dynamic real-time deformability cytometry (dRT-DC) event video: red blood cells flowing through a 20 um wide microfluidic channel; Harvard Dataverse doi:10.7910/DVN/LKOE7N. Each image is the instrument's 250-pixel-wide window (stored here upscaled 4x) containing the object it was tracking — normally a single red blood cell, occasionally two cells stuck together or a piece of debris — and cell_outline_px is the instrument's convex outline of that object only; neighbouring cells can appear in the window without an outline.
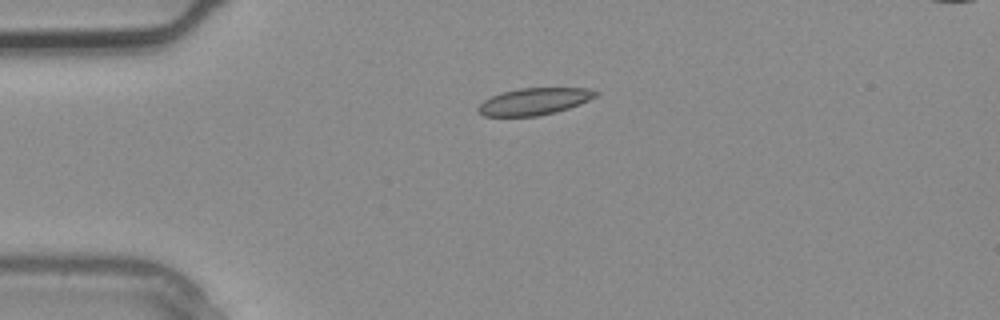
{"species": "common noctule bat (a hibernating species)", "species_latin": "Nyctalus noctula", "temperature_condition": "warm", "stored_images_in_passage": 3, "camera_frame_rate_fps": 3000, "um_per_image_px": 0.085, "animal": {"sex": "male", "body_mass_g": 20.4}, "frame": {"image": 1, "passage_image": 2, "time_ms": 0.333, "image_size_px": [1000, 320], "cell_outline_px": [[600, 92], [596, 96], [580, 104], [556, 112], [536, 116], [484, 116], [476, 108], [484, 100], [500, 92], [520, 88], [588, 88]], "centroid_in_image_um": [45.41, 8.61], "position_along_channel_um": 39.6, "area_um2": 18.38}}
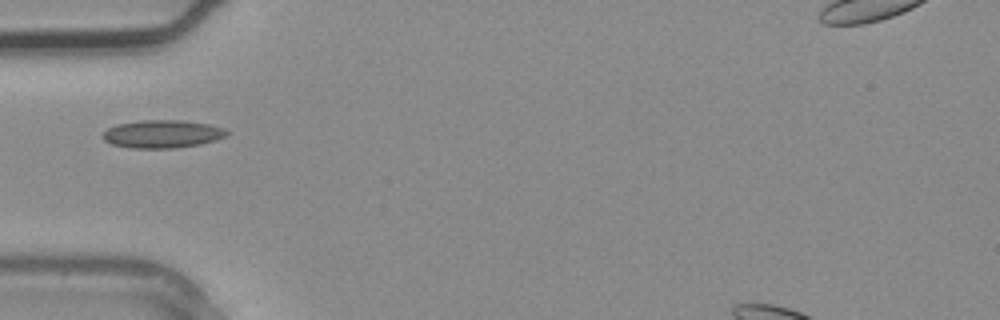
{"frame": {"image": 2, "passage_image": 3, "time_ms": 0.667, "image_size_px": [1000, 320], "cell_outline_px": [[228, 136], [216, 140], [200, 144], [176, 148], [132, 148], [112, 144], [104, 140], [100, 136], [108, 128], [116, 124], [144, 120], [180, 120], [208, 124], [224, 128], [228, 132]], "centroid_in_image_um": [13.8, 11.39], "position_along_channel_um": 71.2, "area_um2": 20.23}}